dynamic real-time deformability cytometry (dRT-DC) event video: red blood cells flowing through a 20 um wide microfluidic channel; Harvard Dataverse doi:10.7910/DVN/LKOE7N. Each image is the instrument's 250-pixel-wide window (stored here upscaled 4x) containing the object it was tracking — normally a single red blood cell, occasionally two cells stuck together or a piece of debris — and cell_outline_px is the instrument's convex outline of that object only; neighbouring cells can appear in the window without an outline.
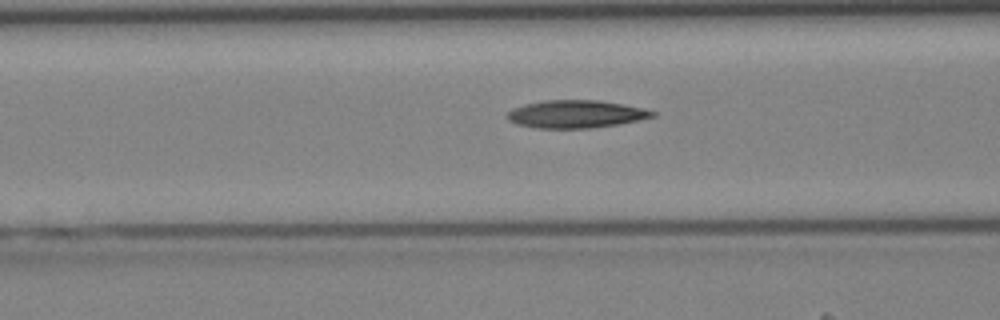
{"species": "Egyptian fruit bat (a non-hibernating species)", "species_latin": "Rousettus aegyptiacus", "temperature_condition": "cold", "stored_images_in_passage": 42, "camera_frame_rate_fps": 3000, "um_per_image_px": 0.085, "animal": {"sex": "female"}, "frame": {"image": 1, "passage_image": 17, "time_ms": 5.333, "image_size_px": [1000, 320], "cell_outline_px": [[656, 116], [640, 120], [620, 124], [592, 128], [536, 128], [516, 124], [508, 120], [504, 116], [512, 108], [524, 104], [544, 100], [600, 100], [624, 104], [644, 108], [656, 112]], "centroid_in_image_um": [48.95, 9.69], "position_along_channel_um": 117.7, "area_um2": 23.81}}
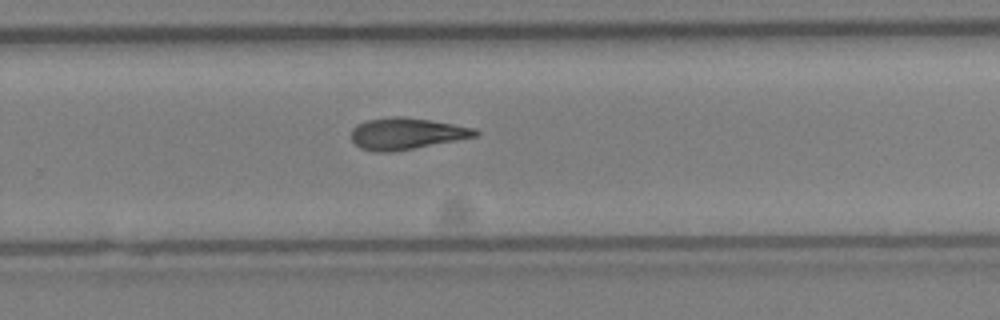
{"frame": {"image": 2, "passage_image": 28, "time_ms": 9.0, "image_size_px": [1000, 320], "cell_outline_px": [[480, 132], [476, 136], [456, 140], [392, 152], [376, 152], [360, 148], [352, 140], [352, 128], [356, 124], [368, 120], [392, 116], [400, 116], [428, 120], [476, 128]], "centroid_in_image_um": [34.52, 11.35], "position_along_channel_um": 295.3, "area_um2": 22.54}}
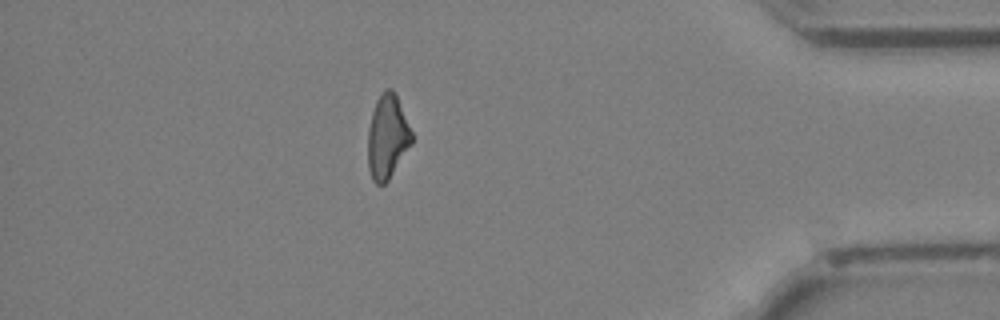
{"frame": {"image": 3, "passage_image": 37, "time_ms": 12.0, "image_size_px": [1000, 320], "cell_outline_px": [[412, 144], [388, 180], [384, 184], [376, 184], [372, 180], [368, 168], [368, 128], [372, 112], [376, 100], [388, 88], [392, 88], [396, 92], [412, 132]], "centroid_in_image_um": [32.93, 11.63], "position_along_channel_um": 402.3, "area_um2": 21.5}}